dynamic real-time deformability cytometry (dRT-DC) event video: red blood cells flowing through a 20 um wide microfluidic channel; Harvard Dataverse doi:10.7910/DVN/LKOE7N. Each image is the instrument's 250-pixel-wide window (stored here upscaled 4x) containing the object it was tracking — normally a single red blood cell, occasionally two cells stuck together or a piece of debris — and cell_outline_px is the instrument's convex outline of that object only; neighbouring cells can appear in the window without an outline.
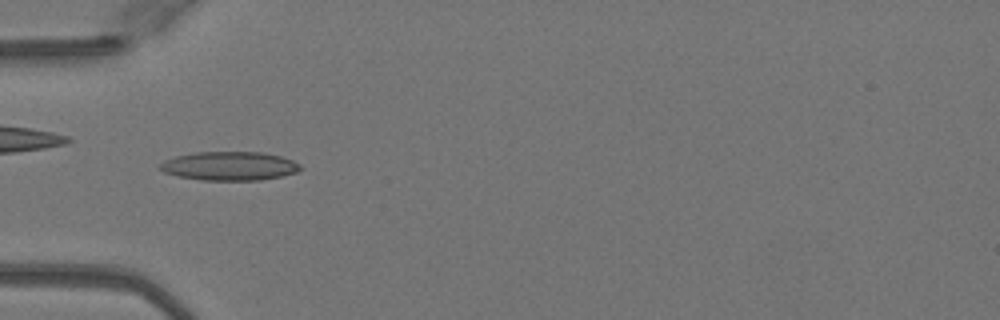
{"species": "Egyptian fruit bat (a non-hibernating species)", "species_latin": "Rousettus aegyptiacus", "temperature_condition": "warm", "stored_images_in_passage": 49, "camera_frame_rate_fps": 3000, "um_per_image_px": 0.085, "animal": {"sex": "female"}, "frame": {"image": 1, "passage_image": 16, "time_ms": 5.0, "image_size_px": [1000, 320], "cell_outline_px": [[300, 168], [296, 172], [280, 176], [260, 180], [200, 180], [176, 176], [164, 172], [156, 168], [164, 160], [176, 156], [196, 152], [264, 152], [280, 156], [292, 160], [300, 164]], "centroid_in_image_um": [19.45, 14.11], "position_along_channel_um": 65.5, "area_um2": 23.58}}
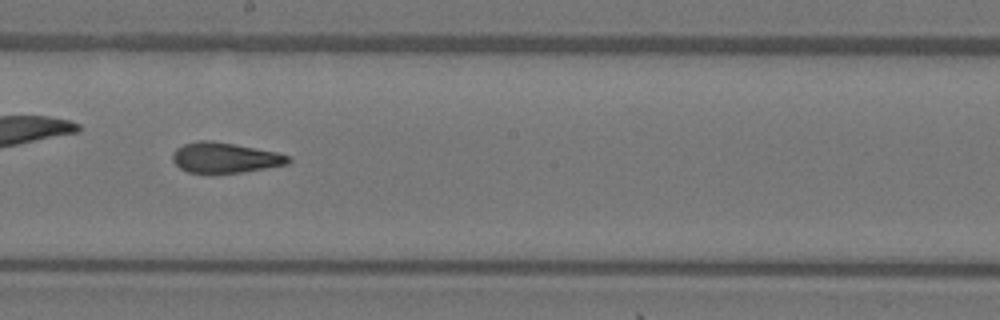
{"frame": {"image": 2, "passage_image": 28, "time_ms": 9.0, "image_size_px": [1000, 320], "cell_outline_px": [[292, 160], [288, 164], [240, 172], [188, 172], [180, 168], [172, 160], [172, 152], [176, 148], [184, 144], [200, 140], [212, 140], [236, 144], [276, 152], [288, 156]], "centroid_in_image_um": [19.1, 13.38], "position_along_channel_um": 229.1, "area_um2": 20.23}}
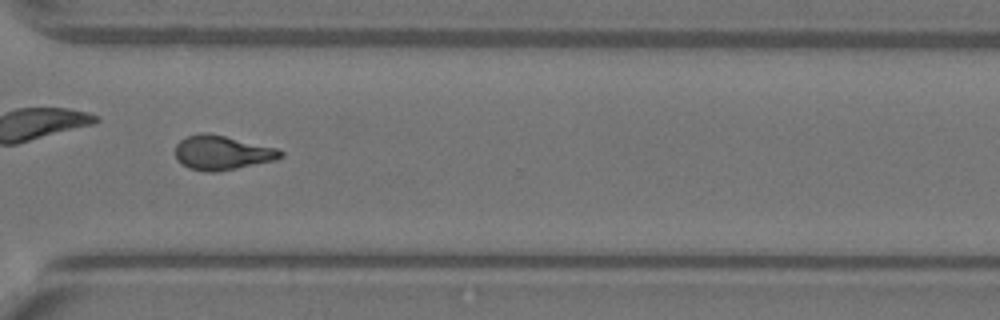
{"frame": {"image": 3, "passage_image": 37, "time_ms": 12.0, "image_size_px": [1000, 320], "cell_outline_px": [[284, 156], [276, 160], [216, 172], [204, 172], [188, 168], [180, 164], [176, 160], [176, 144], [180, 140], [188, 136], [200, 132], [208, 132], [276, 148], [284, 152]], "centroid_in_image_um": [18.85, 12.98], "position_along_channel_um": 351.8, "area_um2": 21.15}, "authors_computed_cell_mechanics": {"area_um2": 21.097, "velocity_mm_per_s": 4.1035, "shape_relaxation_time_tau1_ms": null, "shape_relaxation_time_tau2_ms": 1.8246, "deformation_change_tau1": null, "deformation_change_tau2": 0.0977}}